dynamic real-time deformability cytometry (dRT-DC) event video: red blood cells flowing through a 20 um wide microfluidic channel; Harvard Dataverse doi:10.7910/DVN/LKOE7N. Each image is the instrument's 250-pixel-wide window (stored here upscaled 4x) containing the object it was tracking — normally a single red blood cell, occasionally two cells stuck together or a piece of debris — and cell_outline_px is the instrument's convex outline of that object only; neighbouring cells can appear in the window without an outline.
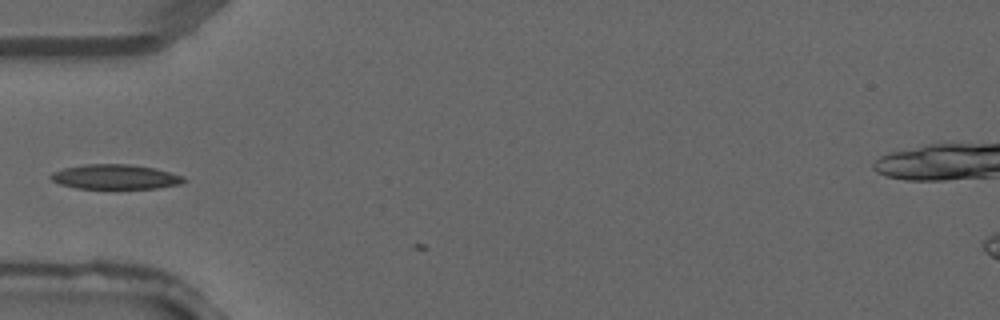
{"species": "common noctule bat (a hibernating species)", "species_latin": "Nyctalus noctula", "temperature_condition": "warm", "stored_images_in_passage": 4, "camera_frame_rate_fps": 3000, "um_per_image_px": 0.085, "animal": {"sex": "male", "forearm_length_mm": 52.5}, "frame": {"image": 1, "passage_image": 3, "time_ms": 0.667, "image_size_px": [1000, 320], "cell_outline_px": [[188, 180], [180, 184], [156, 188], [76, 188], [60, 184], [52, 180], [48, 176], [52, 172], [64, 168], [84, 164], [132, 164], [156, 168], [184, 176]], "centroid_in_image_um": [9.81, 15.02], "position_along_channel_um": 75.2, "area_um2": 19.25}}